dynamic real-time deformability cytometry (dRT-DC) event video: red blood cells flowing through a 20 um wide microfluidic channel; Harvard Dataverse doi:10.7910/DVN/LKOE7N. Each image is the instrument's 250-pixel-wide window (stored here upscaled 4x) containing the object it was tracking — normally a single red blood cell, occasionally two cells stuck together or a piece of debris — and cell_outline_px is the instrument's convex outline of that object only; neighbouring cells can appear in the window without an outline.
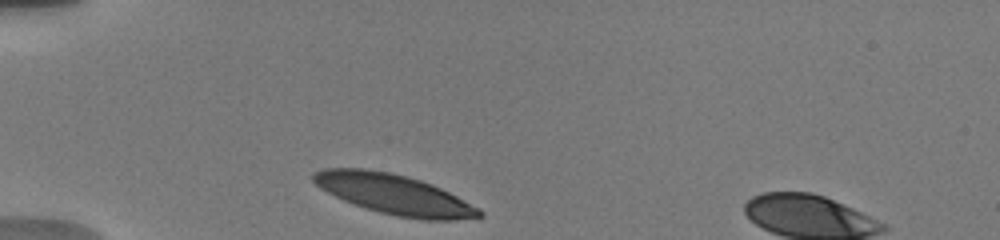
{"species": "human", "species_latin": "Homo sapiens", "temperature_condition": "warm", "stored_images_in_passage": 8, "camera_frame_rate_fps": 3000, "um_per_image_px": 0.085, "donor": {"sex": "male"}, "frame": {"image": 1, "passage_image": 1, "time_ms": 0.0, "image_size_px": [1000, 240], "cell_outline_px": [[484, 216], [456, 220], [424, 220], [396, 216], [380, 212], [344, 200], [320, 188], [312, 180], [312, 172], [324, 168], [364, 168], [388, 172], [420, 180], [432, 184], [480, 208], [484, 212]], "centroid_in_image_um": [33.52, 16.52], "position_along_channel_um": 51.5, "area_um2": 38.38}}
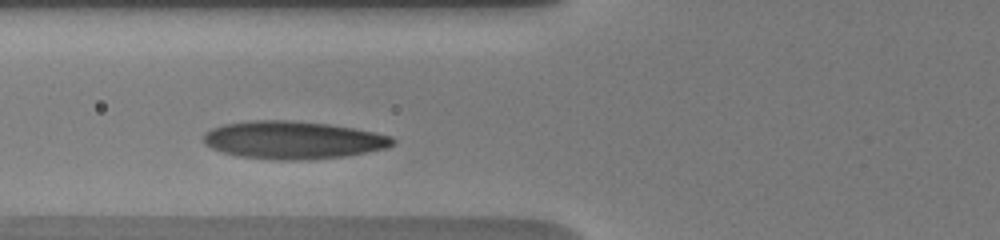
{"frame": {"image": 2, "passage_image": 5, "time_ms": 2.0, "image_size_px": [1000, 240], "cell_outline_px": [[396, 140], [388, 148], [344, 156], [308, 160], [276, 160], [240, 156], [224, 152], [212, 148], [204, 144], [204, 132], [212, 128], [224, 124], [252, 120], [288, 120], [328, 124], [352, 128], [392, 136]], "centroid_in_image_um": [24.9, 11.9], "position_along_channel_um": 100.9, "area_um2": 41.5}}
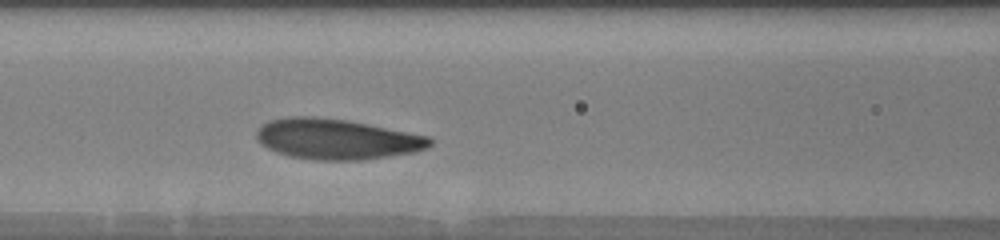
{"frame": {"image": 3, "passage_image": 8, "time_ms": 3.0, "image_size_px": [1000, 240], "cell_outline_px": [[432, 144], [428, 148], [412, 152], [388, 156], [360, 160], [316, 160], [288, 156], [276, 152], [260, 144], [256, 140], [256, 132], [264, 124], [272, 120], [288, 116], [316, 116], [348, 120], [428, 136], [432, 140]], "centroid_in_image_um": [28.59, 11.82], "position_along_channel_um": 138.0, "area_um2": 40.81}}